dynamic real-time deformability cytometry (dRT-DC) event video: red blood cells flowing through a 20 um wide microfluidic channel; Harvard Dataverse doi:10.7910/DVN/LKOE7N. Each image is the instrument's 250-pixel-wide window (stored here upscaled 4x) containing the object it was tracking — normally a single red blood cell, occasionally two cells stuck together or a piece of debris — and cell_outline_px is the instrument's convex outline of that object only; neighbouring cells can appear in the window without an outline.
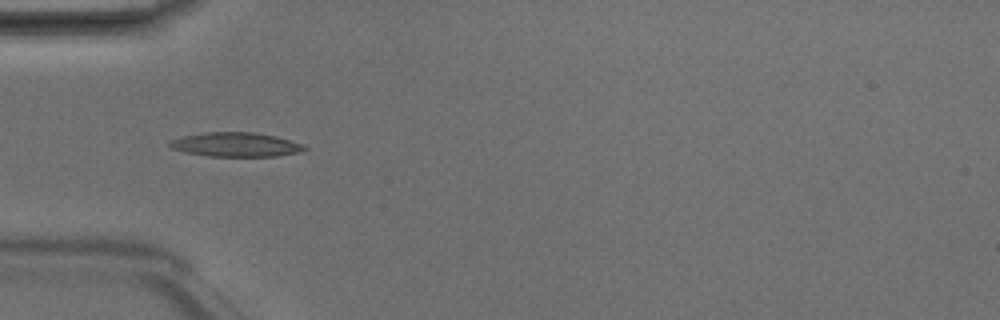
{"species": "Egyptian fruit bat (a non-hibernating species)", "species_latin": "Rousettus aegyptiacus", "temperature_condition": "room temperature", "stored_images_in_passage": 5, "camera_frame_rate_fps": 3000, "um_per_image_px": 0.085, "animal": {"sex": "male"}, "frame": {"image": 1, "passage_image": 5, "time_ms": 1.333, "image_size_px": [1000, 320], "cell_outline_px": [[308, 148], [304, 152], [276, 156], [208, 156], [184, 152], [172, 148], [168, 144], [168, 140], [184, 136], [204, 132], [252, 132], [276, 136], [304, 144]], "centroid_in_image_um": [20.07, 12.29], "position_along_channel_um": 64.9, "area_um2": 19.19}}